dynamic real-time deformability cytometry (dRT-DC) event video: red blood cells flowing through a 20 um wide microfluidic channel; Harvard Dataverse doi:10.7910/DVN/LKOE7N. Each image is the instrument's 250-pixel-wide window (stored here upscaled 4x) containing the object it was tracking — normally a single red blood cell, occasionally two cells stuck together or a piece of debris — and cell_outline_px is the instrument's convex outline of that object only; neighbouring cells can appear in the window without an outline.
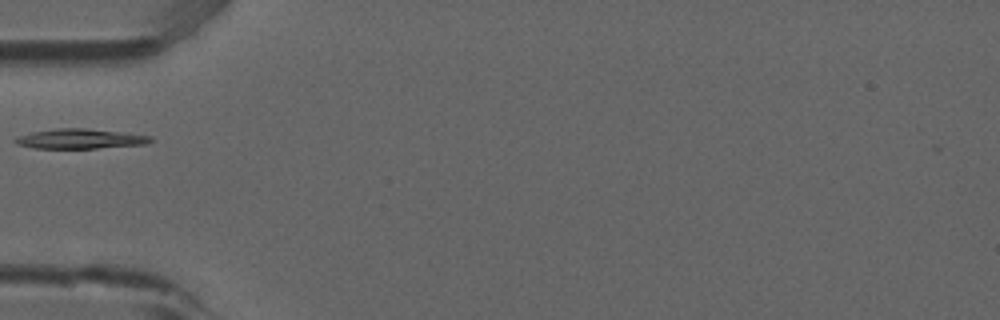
{"species": "common noctule bat (a hibernating species)", "species_latin": "Nyctalus noctula", "temperature_condition": "room temperature", "stored_images_in_passage": 36, "camera_frame_rate_fps": 3000, "um_per_image_px": 0.085, "animal": {"sex": "male", "forearm_length_mm": 52.5}, "frame": {"image": 1, "passage_image": 1, "time_ms": 0.0, "image_size_px": [1000, 320], "cell_outline_px": [[152, 140], [144, 144], [96, 148], [36, 148], [16, 144], [12, 140], [16, 136], [32, 132], [56, 128], [88, 128], [152, 136]], "centroid_in_image_um": [6.75, 11.79], "position_along_channel_um": 78.3, "area_um2": 15.55}}
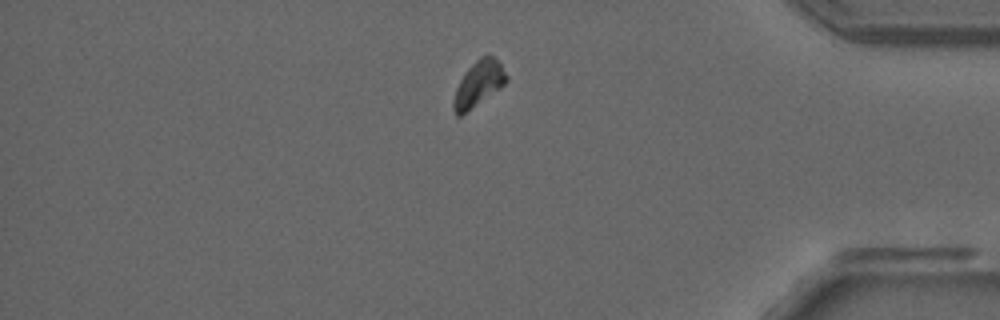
{"frame": {"image": 2, "passage_image": 28, "time_ms": 9.0, "image_size_px": [1000, 320], "cell_outline_px": [[508, 80], [500, 88], [460, 116], [456, 116], [452, 108], [452, 100], [456, 88], [460, 80], [468, 68], [480, 56], [492, 56], [500, 64], [508, 76]], "centroid_in_image_um": [40.65, 7.14], "position_along_channel_um": 394.6, "area_um2": 13.76}}
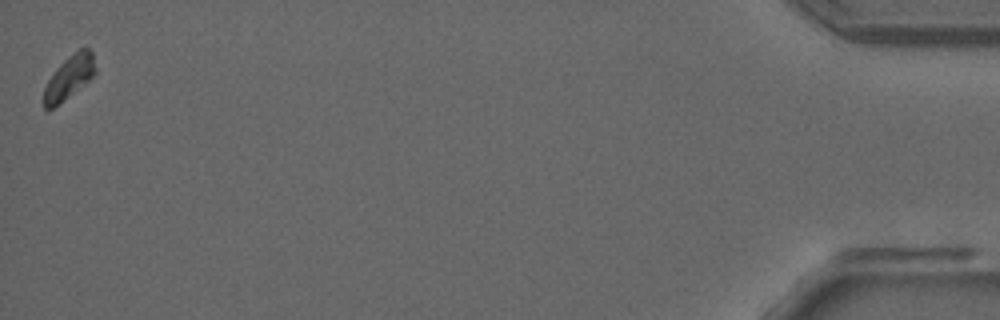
{"frame": {"image": 3, "passage_image": 36, "time_ms": 11.667, "image_size_px": [1000, 320], "cell_outline_px": [[96, 72], [88, 80], [64, 100], [48, 112], [44, 112], [44, 88], [48, 80], [56, 68], [68, 56], [80, 48], [88, 48], [92, 52], [96, 68]], "centroid_in_image_um": [5.85, 6.59], "position_along_channel_um": 429.3, "area_um2": 12.95}}